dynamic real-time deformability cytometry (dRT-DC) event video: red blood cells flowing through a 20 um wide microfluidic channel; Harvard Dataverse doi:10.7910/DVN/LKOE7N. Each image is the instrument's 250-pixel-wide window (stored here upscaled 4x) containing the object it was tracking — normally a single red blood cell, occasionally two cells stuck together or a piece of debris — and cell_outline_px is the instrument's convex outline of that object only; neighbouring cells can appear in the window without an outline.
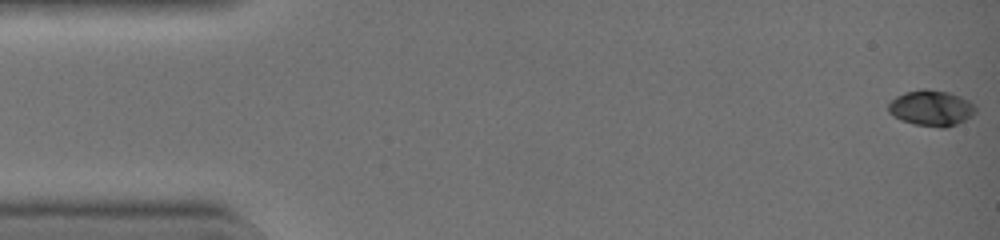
{"species": "common noctule bat (a hibernating species)", "species_latin": "Nyctalus noctula", "temperature_condition": "warm", "stored_images_in_passage": 43, "camera_frame_rate_fps": 3000, "um_per_image_px": 0.085, "animal": {"sex": "female", "body_mass_g": 19.0, "forearm_length_mm": 51.5}, "frame": {"image": 1, "passage_image": 1, "time_ms": 0.0, "image_size_px": [1000, 240], "cell_outline_px": [[976, 112], [964, 120], [956, 124], [944, 128], [916, 124], [904, 120], [888, 112], [888, 104], [896, 96], [904, 92], [948, 92], [960, 96], [968, 100], [976, 108]], "centroid_in_image_um": [79.18, 9.22], "position_along_channel_um": 5.8, "area_um2": 17.22}}
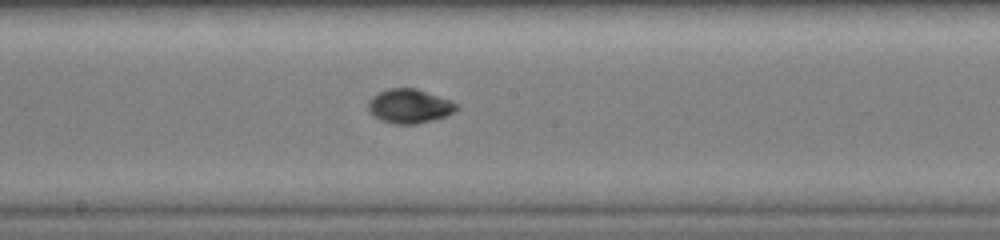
{"frame": {"image": 2, "passage_image": 24, "time_ms": 7.667, "image_size_px": [1000, 240], "cell_outline_px": [[460, 108], [444, 116], [432, 120], [416, 124], [392, 124], [380, 120], [368, 108], [368, 100], [372, 96], [388, 88], [416, 88], [452, 100], [460, 104]], "centroid_in_image_um": [34.83, 9.01], "position_along_channel_um": 213.4, "area_um2": 17.63}}
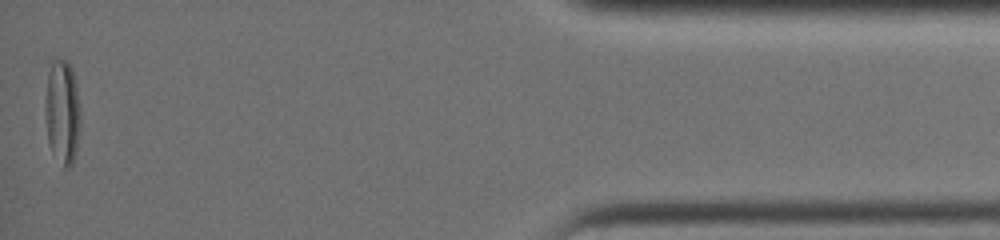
{"frame": {"image": 3, "passage_image": 43, "time_ms": 14.0, "image_size_px": [1000, 240], "cell_outline_px": [[80, 120], [76, 152], [72, 164], [68, 168], [64, 168], [52, 152], [48, 140], [48, 72], [52, 60], [68, 60], [72, 68], [80, 108]], "centroid_in_image_um": [5.35, 9.54], "position_along_channel_um": 429.8, "area_um2": 20.46}, "authors_computed_cell_mechanics": {"area_um2": 17.051, "velocity_mm_per_s": 4.5184, "shape_relaxation_time_tau1_ms": 6.9135, "shape_relaxation_time_tau2_ms": null, "deformation_change_tau1": 0.2499, "deformation_change_tau2": null}}